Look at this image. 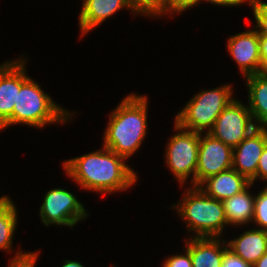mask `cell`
Instances as JSON below:
<instances>
[{
	"label": "cell",
	"mask_w": 267,
	"mask_h": 267,
	"mask_svg": "<svg viewBox=\"0 0 267 267\" xmlns=\"http://www.w3.org/2000/svg\"><path fill=\"white\" fill-rule=\"evenodd\" d=\"M125 158L103 146L63 163L66 173L83 189L103 193L125 190L135 183L137 174L124 163Z\"/></svg>",
	"instance_id": "cell-1"
},
{
	"label": "cell",
	"mask_w": 267,
	"mask_h": 267,
	"mask_svg": "<svg viewBox=\"0 0 267 267\" xmlns=\"http://www.w3.org/2000/svg\"><path fill=\"white\" fill-rule=\"evenodd\" d=\"M147 97L131 94L110 115L104 147L129 158L140 147L147 131Z\"/></svg>",
	"instance_id": "cell-2"
},
{
	"label": "cell",
	"mask_w": 267,
	"mask_h": 267,
	"mask_svg": "<svg viewBox=\"0 0 267 267\" xmlns=\"http://www.w3.org/2000/svg\"><path fill=\"white\" fill-rule=\"evenodd\" d=\"M25 60H21V87L17 90L12 117L0 128L11 124L23 123L34 127H44L48 123L66 122L70 118L67 110L55 104L51 97L44 93L36 81L25 73Z\"/></svg>",
	"instance_id": "cell-3"
},
{
	"label": "cell",
	"mask_w": 267,
	"mask_h": 267,
	"mask_svg": "<svg viewBox=\"0 0 267 267\" xmlns=\"http://www.w3.org/2000/svg\"><path fill=\"white\" fill-rule=\"evenodd\" d=\"M177 205L180 217L196 237H219L227 220L222 201L206 195L199 187L190 188Z\"/></svg>",
	"instance_id": "cell-4"
},
{
	"label": "cell",
	"mask_w": 267,
	"mask_h": 267,
	"mask_svg": "<svg viewBox=\"0 0 267 267\" xmlns=\"http://www.w3.org/2000/svg\"><path fill=\"white\" fill-rule=\"evenodd\" d=\"M231 85L206 90L190 99L186 106L175 117V123L186 130L207 133L213 127L217 117L233 100Z\"/></svg>",
	"instance_id": "cell-5"
},
{
	"label": "cell",
	"mask_w": 267,
	"mask_h": 267,
	"mask_svg": "<svg viewBox=\"0 0 267 267\" xmlns=\"http://www.w3.org/2000/svg\"><path fill=\"white\" fill-rule=\"evenodd\" d=\"M175 130H180L174 135L166 149V163L180 183H184L193 175V187L195 186V171L198 163V150L200 133L186 130L175 123Z\"/></svg>",
	"instance_id": "cell-6"
},
{
	"label": "cell",
	"mask_w": 267,
	"mask_h": 267,
	"mask_svg": "<svg viewBox=\"0 0 267 267\" xmlns=\"http://www.w3.org/2000/svg\"><path fill=\"white\" fill-rule=\"evenodd\" d=\"M257 128L247 106L233 99L217 117L209 134L235 148Z\"/></svg>",
	"instance_id": "cell-7"
},
{
	"label": "cell",
	"mask_w": 267,
	"mask_h": 267,
	"mask_svg": "<svg viewBox=\"0 0 267 267\" xmlns=\"http://www.w3.org/2000/svg\"><path fill=\"white\" fill-rule=\"evenodd\" d=\"M40 216L46 226L49 224L73 227L87 216L83 204L69 191L55 188L45 194L40 207Z\"/></svg>",
	"instance_id": "cell-8"
},
{
	"label": "cell",
	"mask_w": 267,
	"mask_h": 267,
	"mask_svg": "<svg viewBox=\"0 0 267 267\" xmlns=\"http://www.w3.org/2000/svg\"><path fill=\"white\" fill-rule=\"evenodd\" d=\"M201 134L195 171V187H198L205 179L231 169L233 164V148L209 133L203 137Z\"/></svg>",
	"instance_id": "cell-9"
},
{
	"label": "cell",
	"mask_w": 267,
	"mask_h": 267,
	"mask_svg": "<svg viewBox=\"0 0 267 267\" xmlns=\"http://www.w3.org/2000/svg\"><path fill=\"white\" fill-rule=\"evenodd\" d=\"M267 144V127H257L239 145L233 148L232 168L251 181L263 149Z\"/></svg>",
	"instance_id": "cell-10"
},
{
	"label": "cell",
	"mask_w": 267,
	"mask_h": 267,
	"mask_svg": "<svg viewBox=\"0 0 267 267\" xmlns=\"http://www.w3.org/2000/svg\"><path fill=\"white\" fill-rule=\"evenodd\" d=\"M228 50L245 77L258 73L261 65L259 35L256 30L229 38Z\"/></svg>",
	"instance_id": "cell-11"
},
{
	"label": "cell",
	"mask_w": 267,
	"mask_h": 267,
	"mask_svg": "<svg viewBox=\"0 0 267 267\" xmlns=\"http://www.w3.org/2000/svg\"><path fill=\"white\" fill-rule=\"evenodd\" d=\"M18 61L0 65V128L12 117L17 90L21 87V61Z\"/></svg>",
	"instance_id": "cell-12"
},
{
	"label": "cell",
	"mask_w": 267,
	"mask_h": 267,
	"mask_svg": "<svg viewBox=\"0 0 267 267\" xmlns=\"http://www.w3.org/2000/svg\"><path fill=\"white\" fill-rule=\"evenodd\" d=\"M206 184V186H204ZM251 182L235 169L205 179L198 187L208 196L223 201L246 189ZM203 187H206L203 189Z\"/></svg>",
	"instance_id": "cell-13"
},
{
	"label": "cell",
	"mask_w": 267,
	"mask_h": 267,
	"mask_svg": "<svg viewBox=\"0 0 267 267\" xmlns=\"http://www.w3.org/2000/svg\"><path fill=\"white\" fill-rule=\"evenodd\" d=\"M226 244L221 242L219 237H194L190 241H186L187 250L190 252L192 267H221L224 256V248L221 245Z\"/></svg>",
	"instance_id": "cell-14"
},
{
	"label": "cell",
	"mask_w": 267,
	"mask_h": 267,
	"mask_svg": "<svg viewBox=\"0 0 267 267\" xmlns=\"http://www.w3.org/2000/svg\"><path fill=\"white\" fill-rule=\"evenodd\" d=\"M123 7L133 11L128 0H84L79 17L82 34L85 35Z\"/></svg>",
	"instance_id": "cell-15"
},
{
	"label": "cell",
	"mask_w": 267,
	"mask_h": 267,
	"mask_svg": "<svg viewBox=\"0 0 267 267\" xmlns=\"http://www.w3.org/2000/svg\"><path fill=\"white\" fill-rule=\"evenodd\" d=\"M228 249L245 262L253 265L267 252V231L246 230L240 237L228 242Z\"/></svg>",
	"instance_id": "cell-16"
},
{
	"label": "cell",
	"mask_w": 267,
	"mask_h": 267,
	"mask_svg": "<svg viewBox=\"0 0 267 267\" xmlns=\"http://www.w3.org/2000/svg\"><path fill=\"white\" fill-rule=\"evenodd\" d=\"M246 79L249 89L248 108L253 120L259 123L257 127H267V77L256 73Z\"/></svg>",
	"instance_id": "cell-17"
},
{
	"label": "cell",
	"mask_w": 267,
	"mask_h": 267,
	"mask_svg": "<svg viewBox=\"0 0 267 267\" xmlns=\"http://www.w3.org/2000/svg\"><path fill=\"white\" fill-rule=\"evenodd\" d=\"M252 185L222 201L227 224L241 225L253 221L255 197L248 192Z\"/></svg>",
	"instance_id": "cell-18"
},
{
	"label": "cell",
	"mask_w": 267,
	"mask_h": 267,
	"mask_svg": "<svg viewBox=\"0 0 267 267\" xmlns=\"http://www.w3.org/2000/svg\"><path fill=\"white\" fill-rule=\"evenodd\" d=\"M16 226V206L9 199L0 207V250H12L11 244Z\"/></svg>",
	"instance_id": "cell-19"
},
{
	"label": "cell",
	"mask_w": 267,
	"mask_h": 267,
	"mask_svg": "<svg viewBox=\"0 0 267 267\" xmlns=\"http://www.w3.org/2000/svg\"><path fill=\"white\" fill-rule=\"evenodd\" d=\"M133 12L158 16L173 10L169 7L168 0H128ZM167 11V12H166Z\"/></svg>",
	"instance_id": "cell-20"
},
{
	"label": "cell",
	"mask_w": 267,
	"mask_h": 267,
	"mask_svg": "<svg viewBox=\"0 0 267 267\" xmlns=\"http://www.w3.org/2000/svg\"><path fill=\"white\" fill-rule=\"evenodd\" d=\"M253 220L260 229L267 231V187L255 196Z\"/></svg>",
	"instance_id": "cell-21"
},
{
	"label": "cell",
	"mask_w": 267,
	"mask_h": 267,
	"mask_svg": "<svg viewBox=\"0 0 267 267\" xmlns=\"http://www.w3.org/2000/svg\"><path fill=\"white\" fill-rule=\"evenodd\" d=\"M253 7V13L256 20L255 28L259 36H267V3L261 0H246Z\"/></svg>",
	"instance_id": "cell-22"
},
{
	"label": "cell",
	"mask_w": 267,
	"mask_h": 267,
	"mask_svg": "<svg viewBox=\"0 0 267 267\" xmlns=\"http://www.w3.org/2000/svg\"><path fill=\"white\" fill-rule=\"evenodd\" d=\"M16 256L10 261L9 267H34L37 261V253H23L22 251H17Z\"/></svg>",
	"instance_id": "cell-23"
},
{
	"label": "cell",
	"mask_w": 267,
	"mask_h": 267,
	"mask_svg": "<svg viewBox=\"0 0 267 267\" xmlns=\"http://www.w3.org/2000/svg\"><path fill=\"white\" fill-rule=\"evenodd\" d=\"M163 267H192L190 252L186 249L183 255H174L165 260Z\"/></svg>",
	"instance_id": "cell-24"
},
{
	"label": "cell",
	"mask_w": 267,
	"mask_h": 267,
	"mask_svg": "<svg viewBox=\"0 0 267 267\" xmlns=\"http://www.w3.org/2000/svg\"><path fill=\"white\" fill-rule=\"evenodd\" d=\"M221 267H252L251 264L245 262L239 256L235 255L230 249L224 251Z\"/></svg>",
	"instance_id": "cell-25"
},
{
	"label": "cell",
	"mask_w": 267,
	"mask_h": 267,
	"mask_svg": "<svg viewBox=\"0 0 267 267\" xmlns=\"http://www.w3.org/2000/svg\"><path fill=\"white\" fill-rule=\"evenodd\" d=\"M257 178L265 179V181L267 180V144L265 145L262 155L260 157L258 167H257V174L250 181L251 184H253Z\"/></svg>",
	"instance_id": "cell-26"
},
{
	"label": "cell",
	"mask_w": 267,
	"mask_h": 267,
	"mask_svg": "<svg viewBox=\"0 0 267 267\" xmlns=\"http://www.w3.org/2000/svg\"><path fill=\"white\" fill-rule=\"evenodd\" d=\"M169 7L173 12L181 13L182 11L193 6V0H168Z\"/></svg>",
	"instance_id": "cell-27"
},
{
	"label": "cell",
	"mask_w": 267,
	"mask_h": 267,
	"mask_svg": "<svg viewBox=\"0 0 267 267\" xmlns=\"http://www.w3.org/2000/svg\"><path fill=\"white\" fill-rule=\"evenodd\" d=\"M208 2H211L213 4H217V5H223V6H237L242 4L243 2H245L246 0H205ZM198 2H200V0H193V6H195L196 4L198 5Z\"/></svg>",
	"instance_id": "cell-28"
},
{
	"label": "cell",
	"mask_w": 267,
	"mask_h": 267,
	"mask_svg": "<svg viewBox=\"0 0 267 267\" xmlns=\"http://www.w3.org/2000/svg\"><path fill=\"white\" fill-rule=\"evenodd\" d=\"M260 57H261V65L258 74L267 77V55H260Z\"/></svg>",
	"instance_id": "cell-29"
},
{
	"label": "cell",
	"mask_w": 267,
	"mask_h": 267,
	"mask_svg": "<svg viewBox=\"0 0 267 267\" xmlns=\"http://www.w3.org/2000/svg\"><path fill=\"white\" fill-rule=\"evenodd\" d=\"M260 55H267V36H259Z\"/></svg>",
	"instance_id": "cell-30"
},
{
	"label": "cell",
	"mask_w": 267,
	"mask_h": 267,
	"mask_svg": "<svg viewBox=\"0 0 267 267\" xmlns=\"http://www.w3.org/2000/svg\"><path fill=\"white\" fill-rule=\"evenodd\" d=\"M252 267H267V252H265Z\"/></svg>",
	"instance_id": "cell-31"
},
{
	"label": "cell",
	"mask_w": 267,
	"mask_h": 267,
	"mask_svg": "<svg viewBox=\"0 0 267 267\" xmlns=\"http://www.w3.org/2000/svg\"><path fill=\"white\" fill-rule=\"evenodd\" d=\"M61 267H83L78 261L65 260V263Z\"/></svg>",
	"instance_id": "cell-32"
},
{
	"label": "cell",
	"mask_w": 267,
	"mask_h": 267,
	"mask_svg": "<svg viewBox=\"0 0 267 267\" xmlns=\"http://www.w3.org/2000/svg\"><path fill=\"white\" fill-rule=\"evenodd\" d=\"M10 198H8L7 196H2L0 197V207L6 203Z\"/></svg>",
	"instance_id": "cell-33"
}]
</instances>
